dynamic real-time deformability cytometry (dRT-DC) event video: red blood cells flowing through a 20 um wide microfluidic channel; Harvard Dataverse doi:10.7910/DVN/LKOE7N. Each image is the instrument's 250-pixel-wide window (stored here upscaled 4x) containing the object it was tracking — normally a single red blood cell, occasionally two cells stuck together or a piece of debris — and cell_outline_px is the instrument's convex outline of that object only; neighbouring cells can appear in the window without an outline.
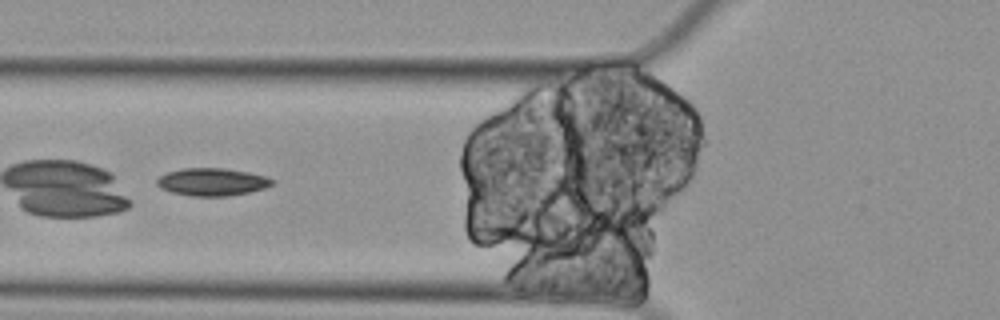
{"species": "Egyptian fruit bat (a non-hibernating species)", "species_latin": "Rousettus aegyptiacus", "temperature_condition": "cold", "stored_images_in_passage": 5, "camera_frame_rate_fps": 3000, "um_per_image_px": 0.085, "animal": {"sex": "female"}, "frame": {"image": 1, "passage_image": 4, "time_ms": 1.0, "image_size_px": [1000, 320], "cell_outline_px": [[276, 180], [272, 184], [264, 188], [248, 192], [228, 196], [192, 196], [172, 192], [160, 188], [156, 184], [156, 180], [160, 176], [168, 172], [184, 168], [224, 168], [248, 172], [264, 176]], "centroid_in_image_um": [18.02, 15.46], "position_along_channel_um": 107.8, "area_um2": 18.44}}